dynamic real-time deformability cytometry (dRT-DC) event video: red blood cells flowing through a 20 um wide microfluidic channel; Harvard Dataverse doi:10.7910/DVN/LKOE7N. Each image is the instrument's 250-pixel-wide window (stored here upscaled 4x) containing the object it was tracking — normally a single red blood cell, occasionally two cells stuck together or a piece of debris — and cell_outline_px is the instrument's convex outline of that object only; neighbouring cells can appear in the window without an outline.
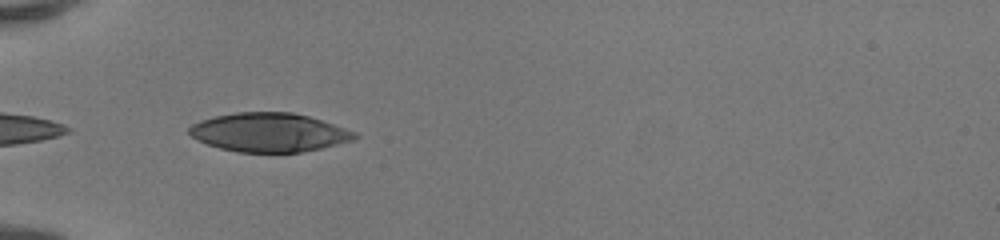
{"species": "human", "species_latin": "Homo sapiens", "temperature_condition": "room temperature", "stored_images_in_passage": 33, "camera_frame_rate_fps": 3000, "um_per_image_px": 0.085, "donor": {"sex": "female"}, "frame": {"image": 1, "passage_image": 1, "time_ms": 0.0, "image_size_px": [1000, 240], "cell_outline_px": [[360, 136], [352, 140], [304, 152], [240, 152], [220, 148], [208, 144], [192, 136], [188, 132], [188, 128], [192, 124], [200, 120], [216, 116], [236, 112], [292, 112], [308, 116], [356, 132]], "centroid_in_image_um": [22.86, 11.25], "position_along_channel_um": 62.1, "area_um2": 37.11}}
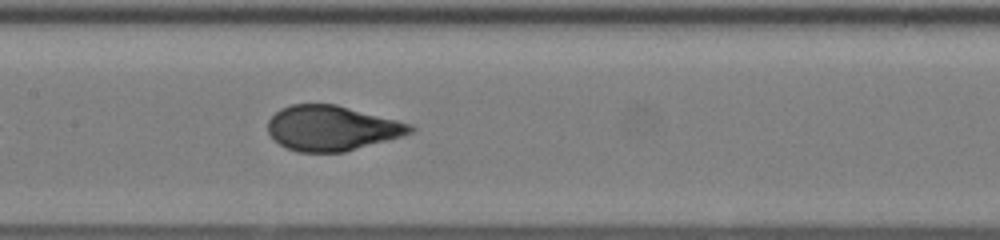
{"frame": {"image": 2, "passage_image": 10, "time_ms": 3.0, "image_size_px": [1000, 240], "cell_outline_px": [[416, 128], [412, 132], [400, 136], [344, 152], [296, 152], [280, 144], [268, 132], [268, 120], [280, 108], [292, 104], [336, 104], [412, 124]], "centroid_in_image_um": [28.19, 10.88], "position_along_channel_um": 179.2, "area_um2": 37.05}}
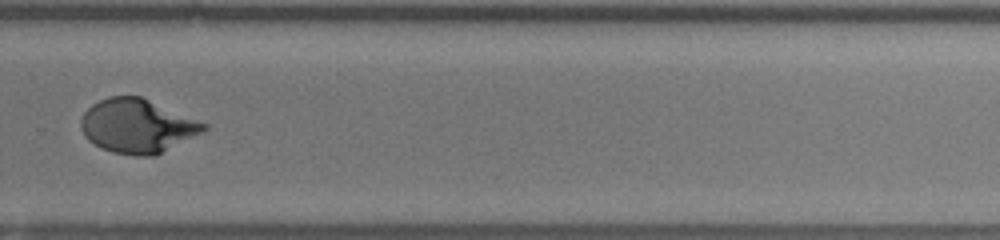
{"frame": {"image": 3, "passage_image": 20, "time_ms": 6.333, "image_size_px": [1000, 240], "cell_outline_px": [[208, 128], [204, 132], [156, 156], [136, 156], [112, 152], [100, 148], [88, 140], [84, 136], [80, 128], [80, 120], [84, 112], [92, 104], [108, 96], [140, 96], [208, 124]], "centroid_in_image_um": [11.66, 10.72], "position_along_channel_um": 318.1, "area_um2": 38.84}, "authors_computed_cell_mechanics": {"area_um2": 38.5526, "velocity_mm_per_s": 4.1859, "shape_relaxation_time_tau1_ms": 3.8103, "shape_relaxation_time_tau2_ms": null, "deformation_change_tau1": 0.2217, "deformation_change_tau2": null}}